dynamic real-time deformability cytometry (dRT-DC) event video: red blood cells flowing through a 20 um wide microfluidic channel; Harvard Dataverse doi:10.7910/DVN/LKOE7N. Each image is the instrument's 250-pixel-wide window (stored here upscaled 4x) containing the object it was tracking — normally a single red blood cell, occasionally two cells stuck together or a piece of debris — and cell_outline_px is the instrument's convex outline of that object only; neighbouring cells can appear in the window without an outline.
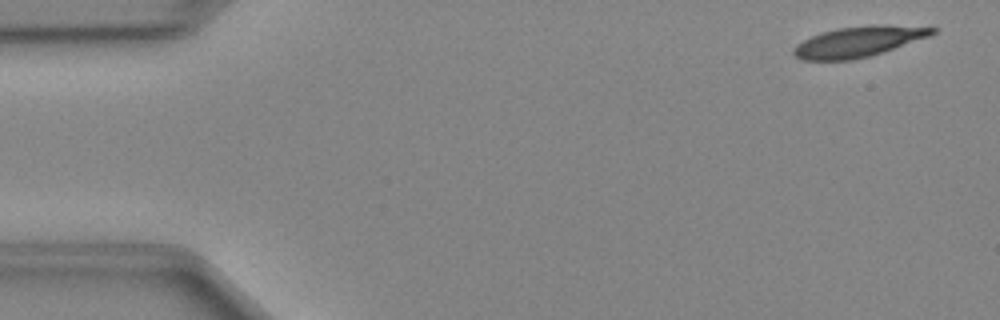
{"species": "Egyptian fruit bat (a non-hibernating species)", "species_latin": "Rousettus aegyptiacus", "temperature_condition": "cold", "stored_images_in_passage": 48, "camera_frame_rate_fps": 3000, "um_per_image_px": 0.085, "animal": {"sex": "female"}, "frame": {"image": 1, "passage_image": 2, "time_ms": 0.333, "image_size_px": [1000, 320], "cell_outline_px": [[936, 32], [932, 36], [884, 52], [852, 60], [804, 60], [796, 56], [792, 52], [792, 48], [796, 44], [820, 32], [836, 28], [872, 24], [884, 24], [936, 28]], "centroid_in_image_um": [73.0, 3.53], "position_along_channel_um": 12.0, "area_um2": 24.91}}
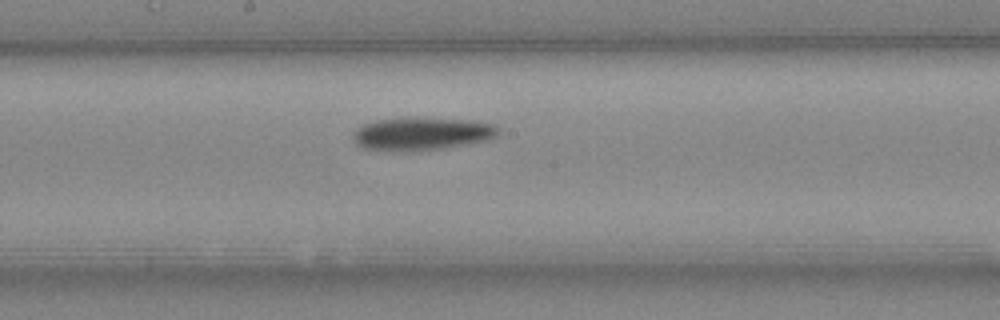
{"frame": {"image": 2, "passage_image": 25, "time_ms": 8.0, "image_size_px": [1000, 320], "cell_outline_px": [[500, 132], [496, 136], [484, 140], [444, 148], [404, 152], [364, 148], [356, 144], [352, 140], [352, 132], [356, 128], [364, 124], [376, 120], [416, 116], [472, 120], [492, 124]], "centroid_in_image_um": [35.78, 11.35], "position_along_channel_um": 212.4, "area_um2": 28.21}}
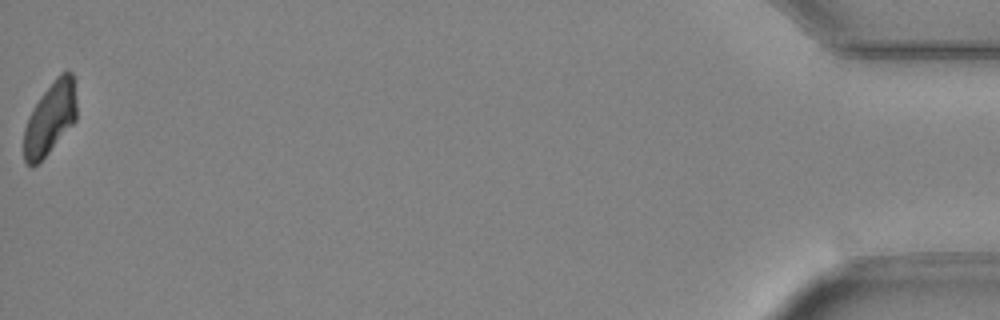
{"frame": {"image": 3, "passage_image": 48, "time_ms": 15.667, "image_size_px": [1000, 320], "cell_outline_px": [[76, 120], [48, 152], [32, 168], [24, 164], [24, 128], [28, 116], [32, 108], [40, 96], [56, 76], [60, 72], [68, 68], [72, 72], [76, 80]], "centroid_in_image_um": [4.27, 9.98], "position_along_channel_um": 430.9, "area_um2": 22.6}}